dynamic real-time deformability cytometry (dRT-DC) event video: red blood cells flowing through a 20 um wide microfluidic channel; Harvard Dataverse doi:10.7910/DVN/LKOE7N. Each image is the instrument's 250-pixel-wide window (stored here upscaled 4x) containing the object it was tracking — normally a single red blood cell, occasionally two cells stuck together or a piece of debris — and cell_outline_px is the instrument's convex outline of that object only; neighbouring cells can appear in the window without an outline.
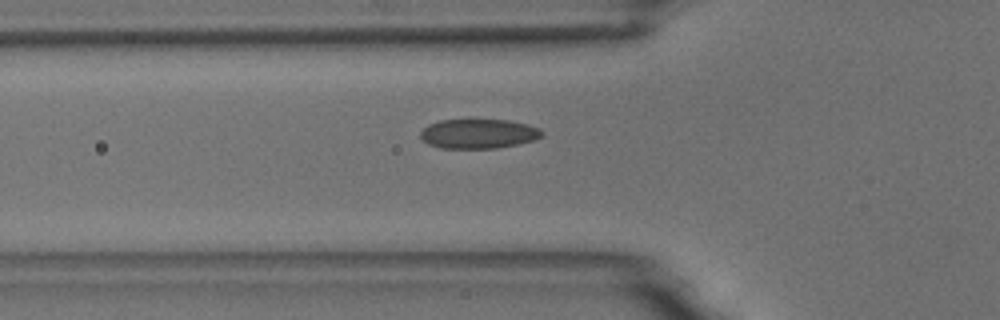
{"species": "common noctule bat (a hibernating species)", "species_latin": "Nyctalus noctula", "temperature_condition": "room temperature", "stored_images_in_passage": 41, "camera_frame_rate_fps": 3000, "um_per_image_px": 0.085, "animal": {"sex": "male", "body_mass_g": 18.8}, "frame": {"image": 1, "passage_image": 10, "time_ms": 3.0, "image_size_px": [1000, 320], "cell_outline_px": [[544, 136], [532, 140], [516, 144], [496, 148], [440, 148], [428, 144], [420, 136], [420, 132], [428, 124], [440, 120], [508, 120], [528, 124], [540, 128], [544, 132]], "centroid_in_image_um": [40.68, 11.36], "position_along_channel_um": 85.1, "area_um2": 20.87}}
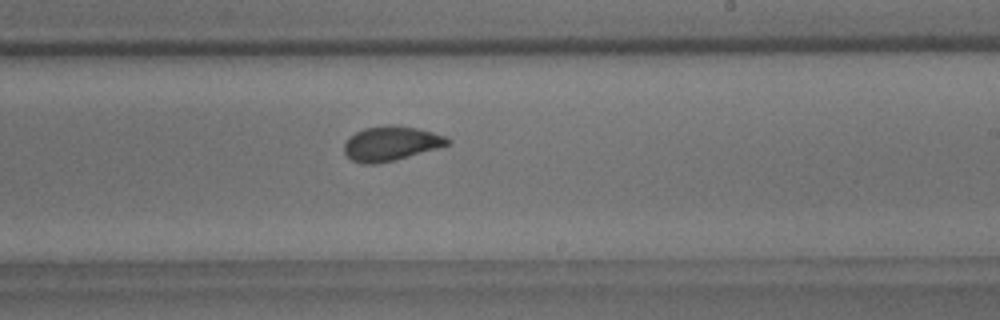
{"frame": {"image": 2, "passage_image": 24, "time_ms": 7.667, "image_size_px": [1000, 320], "cell_outline_px": [[452, 140], [448, 144], [436, 148], [396, 160], [376, 164], [364, 164], [352, 160], [344, 152], [344, 144], [348, 136], [364, 128], [392, 124], [416, 128], [432, 132], [444, 136]], "centroid_in_image_um": [33.19, 12.19], "position_along_channel_um": 255.8, "area_um2": 20.69}}
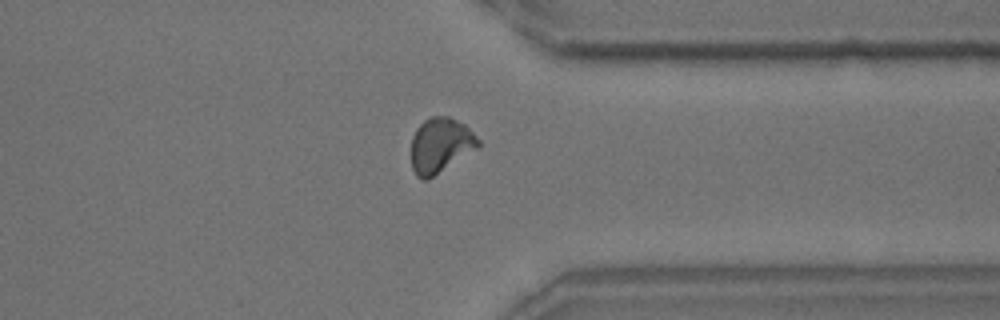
{"frame": {"image": 3, "passage_image": 34, "time_ms": 11.0, "image_size_px": [1000, 320], "cell_outline_px": [[480, 148], [428, 180], [424, 180], [416, 176], [412, 168], [412, 136], [416, 128], [424, 120], [432, 116], [448, 116], [464, 124], [480, 140]], "centroid_in_image_um": [37.45, 12.37], "position_along_channel_um": 373.9, "area_um2": 21.73}, "authors_computed_cell_mechanics": {"area_um2": 20.808, "velocity_mm_per_s": 3.6406, "shape_relaxation_time_tau1_ms": 4.7005, "shape_relaxation_time_tau2_ms": 0.8846, "deformation_change_tau1": 0.1266, "deformation_change_tau2": 0.065}}